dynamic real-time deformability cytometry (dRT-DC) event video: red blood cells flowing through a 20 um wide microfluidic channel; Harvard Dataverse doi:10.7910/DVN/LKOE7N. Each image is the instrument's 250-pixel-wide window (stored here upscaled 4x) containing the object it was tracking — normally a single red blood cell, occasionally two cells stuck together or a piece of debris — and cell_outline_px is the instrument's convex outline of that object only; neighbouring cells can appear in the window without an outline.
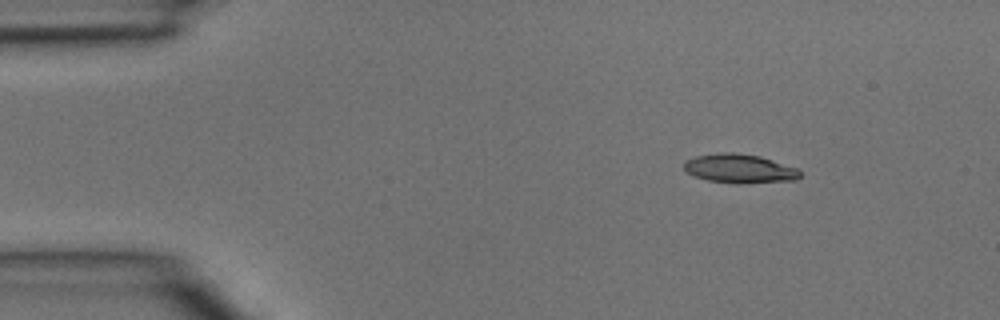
{"species": "common noctule bat (a hibernating species)", "species_latin": "Nyctalus noctula", "temperature_condition": "room temperature", "stored_images_in_passage": 2, "camera_frame_rate_fps": 3000, "um_per_image_px": 0.085, "animal": {"sex": "male", "body_mass_g": 15.6}, "frame": {"image": 1, "passage_image": 1, "time_ms": 0.0, "image_size_px": [1000, 320], "cell_outline_px": [[800, 176], [796, 180], [708, 180], [696, 176], [688, 172], [684, 168], [684, 160], [696, 156], [720, 152], [736, 152], [760, 156], [800, 168]], "centroid_in_image_um": [62.86, 14.25], "position_along_channel_um": 22.1, "area_um2": 18.5}}
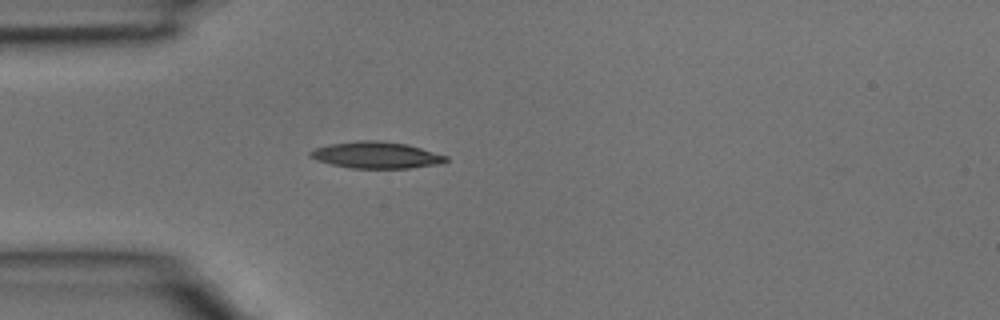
{"frame": {"image": 2, "passage_image": 2, "time_ms": 0.333, "image_size_px": [1000, 320], "cell_outline_px": [[448, 160], [440, 164], [408, 168], [352, 168], [332, 164], [316, 160], [308, 156], [308, 152], [316, 148], [332, 144], [360, 140], [380, 140], [408, 144], [448, 156]], "centroid_in_image_um": [32.0, 13.18], "position_along_channel_um": 53.0, "area_um2": 20.98}}